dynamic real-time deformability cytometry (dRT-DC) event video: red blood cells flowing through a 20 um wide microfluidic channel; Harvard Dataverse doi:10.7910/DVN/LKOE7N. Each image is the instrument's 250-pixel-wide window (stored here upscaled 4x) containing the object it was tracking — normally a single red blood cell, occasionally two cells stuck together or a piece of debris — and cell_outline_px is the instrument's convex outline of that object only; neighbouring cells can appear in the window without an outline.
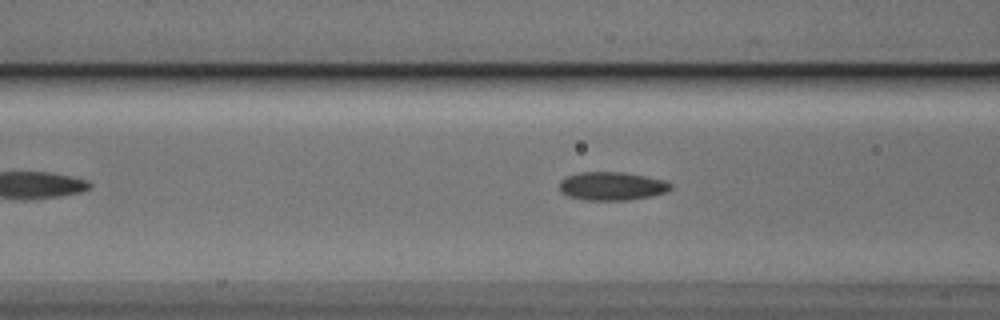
{"species": "Egyptian fruit bat (a non-hibernating species)", "species_latin": "Rousettus aegyptiacus", "temperature_condition": "cold", "stored_images_in_passage": 48, "camera_frame_rate_fps": 3000, "um_per_image_px": 0.085, "animal": {"sex": "male"}, "frame": {"image": 1, "passage_image": 15, "time_ms": 4.667, "image_size_px": [1000, 320], "cell_outline_px": [[672, 188], [668, 192], [652, 196], [628, 200], [584, 200], [568, 196], [560, 192], [560, 180], [568, 176], [580, 172], [624, 172], [664, 180], [672, 184]], "centroid_in_image_um": [52.02, 15.82], "position_along_channel_um": 114.6, "area_um2": 18.5}}
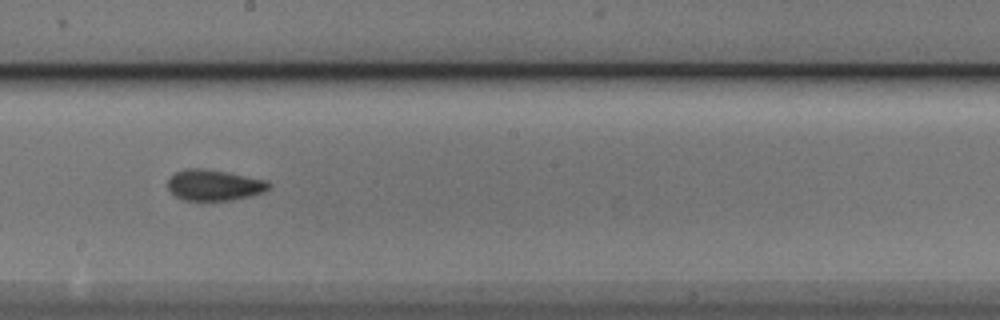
{"frame": {"image": 2, "passage_image": 24, "time_ms": 7.667, "image_size_px": [1000, 320], "cell_outline_px": [[272, 184], [264, 192], [252, 196], [232, 200], [184, 200], [176, 196], [168, 188], [168, 180], [176, 172], [184, 168], [200, 168], [228, 172], [264, 180]], "centroid_in_image_um": [18.21, 15.73], "position_along_channel_um": 230.0, "area_um2": 18.09}}
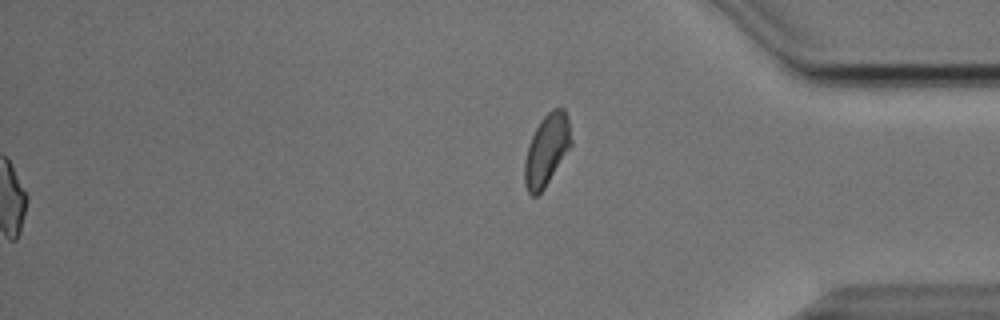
{"frame": {"image": 3, "passage_image": 48, "time_ms": 15.667, "image_size_px": [1000, 320], "cell_outline_px": [[572, 144], [544, 188], [536, 196], [532, 196], [528, 192], [524, 184], [524, 160], [528, 144], [540, 120], [552, 108], [564, 108], [568, 120], [572, 140]], "centroid_in_image_um": [46.45, 12.74], "position_along_channel_um": 388.8, "area_um2": 19.25}, "authors_computed_cell_mechanics": {"area_um2": 17.7157, "velocity_mm_per_s": 3.8444, "shape_relaxation_time_tau1_ms": null, "shape_relaxation_time_tau2_ms": 2.3554, "deformation_change_tau1": null, "deformation_change_tau2": 0.0767}}